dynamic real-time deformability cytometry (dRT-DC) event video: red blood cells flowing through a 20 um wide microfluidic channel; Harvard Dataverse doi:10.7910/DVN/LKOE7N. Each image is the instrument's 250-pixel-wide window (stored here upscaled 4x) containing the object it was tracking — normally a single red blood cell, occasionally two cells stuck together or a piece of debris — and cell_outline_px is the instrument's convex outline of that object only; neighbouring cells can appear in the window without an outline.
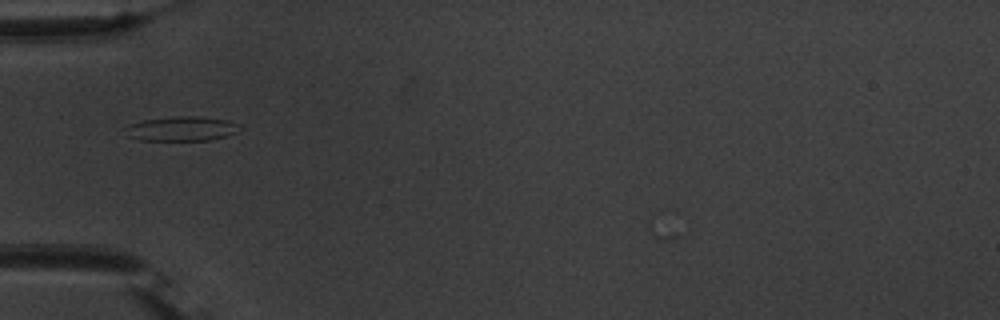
{"species": "common noctule bat (a hibernating species)", "species_latin": "Nyctalus noctula", "temperature_condition": "warm", "stored_images_in_passage": 38, "camera_frame_rate_fps": 3000, "um_per_image_px": 0.085, "animal": {"sex": "male", "body_mass_g": 20.1, "forearm_length_mm": 53.5}, "frame": {"image": 1, "passage_image": 2, "time_ms": 0.333, "image_size_px": [1000, 320], "cell_outline_px": [[244, 128], [228, 136], [212, 140], [140, 140], [124, 136], [128, 124], [144, 120], [176, 116], [200, 116], [228, 120], [240, 124]], "centroid_in_image_um": [15.48, 10.94], "position_along_channel_um": 69.5, "area_um2": 16.65}}
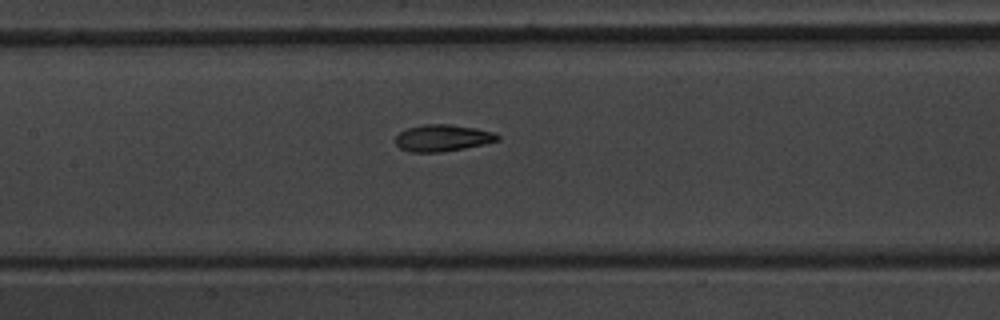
{"frame": {"image": 2, "passage_image": 10, "time_ms": 3.0, "image_size_px": [1000, 320], "cell_outline_px": [[500, 140], [484, 144], [464, 148], [440, 152], [412, 152], [400, 148], [396, 144], [396, 136], [400, 132], [408, 128], [424, 124], [448, 124], [476, 128], [496, 132], [500, 136]], "centroid_in_image_um": [37.66, 11.72], "position_along_channel_um": 169.7, "area_um2": 15.9}}
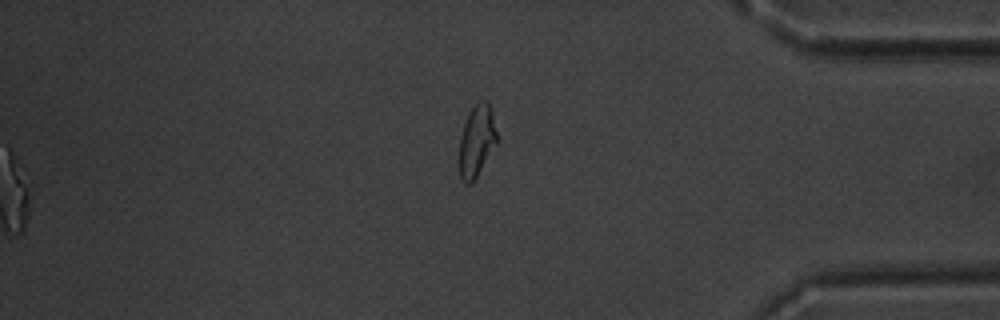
{"frame": {"image": 3, "passage_image": 30, "time_ms": 9.667, "image_size_px": [1000, 320], "cell_outline_px": [[496, 144], [472, 184], [464, 184], [460, 176], [460, 136], [464, 124], [476, 100], [488, 100], [492, 112], [496, 132]], "centroid_in_image_um": [40.52, 11.96], "position_along_channel_um": 394.7, "area_um2": 15.55}, "authors_computed_cell_mechanics": {"area_um2": 15.7505, "velocity_mm_per_s": 3.732, "shape_relaxation_time_tau1_ms": 4.8281, "shape_relaxation_time_tau2_ms": 1.8003, "deformation_change_tau1": 0.1714, "deformation_change_tau2": 0.0773}}